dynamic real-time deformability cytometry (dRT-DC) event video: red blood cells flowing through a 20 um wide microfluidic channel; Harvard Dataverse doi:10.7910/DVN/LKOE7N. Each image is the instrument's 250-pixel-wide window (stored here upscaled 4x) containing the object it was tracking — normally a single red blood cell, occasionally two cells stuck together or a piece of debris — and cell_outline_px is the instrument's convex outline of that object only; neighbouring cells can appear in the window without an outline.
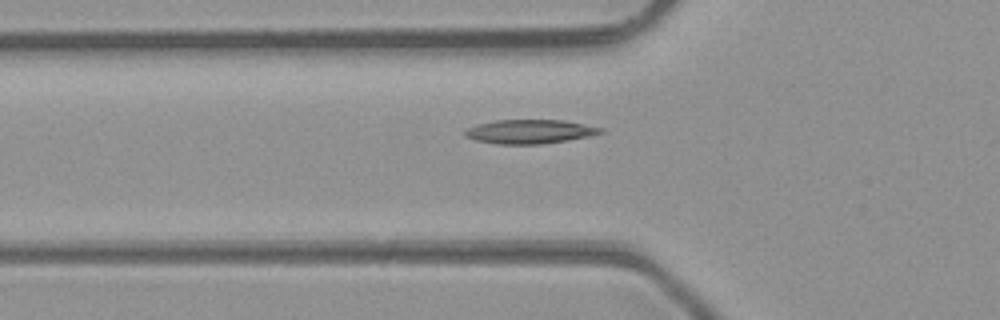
{"species": "common noctule bat (a hibernating species)", "species_latin": "Nyctalus noctula", "temperature_condition": "room temperature", "stored_images_in_passage": 31, "camera_frame_rate_fps": 3000, "um_per_image_px": 0.085, "animal": {"sex": "male", "body_mass_g": 23.1, "forearm_length_mm": 52.7}, "frame": {"image": 1, "passage_image": 5, "time_ms": 1.333, "image_size_px": [1000, 320], "cell_outline_px": [[604, 132], [588, 136], [568, 140], [540, 144], [496, 144], [476, 140], [464, 136], [464, 132], [468, 128], [476, 124], [496, 120], [564, 120], [604, 128]], "centroid_in_image_um": [45.02, 11.18], "position_along_channel_um": 80.8, "area_um2": 18.96}}
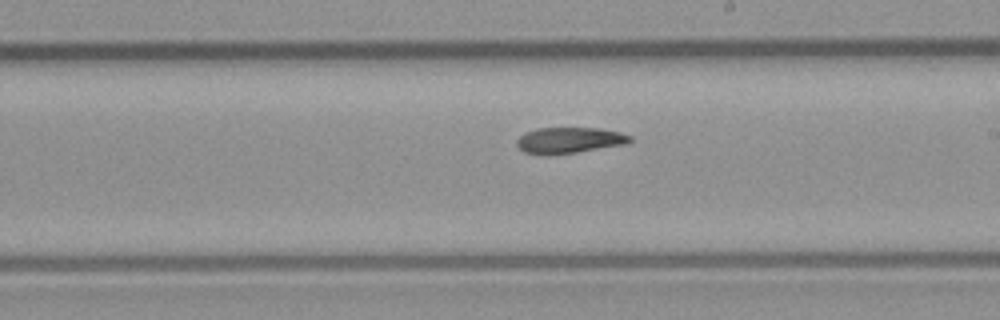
{"frame": {"image": 2, "passage_image": 16, "time_ms": 5.0, "image_size_px": [1000, 320], "cell_outline_px": [[632, 140], [624, 144], [576, 152], [524, 152], [516, 144], [516, 140], [520, 136], [536, 128], [600, 128], [620, 132], [632, 136]], "centroid_in_image_um": [48.45, 11.87], "position_along_channel_um": 240.6, "area_um2": 16.36}}
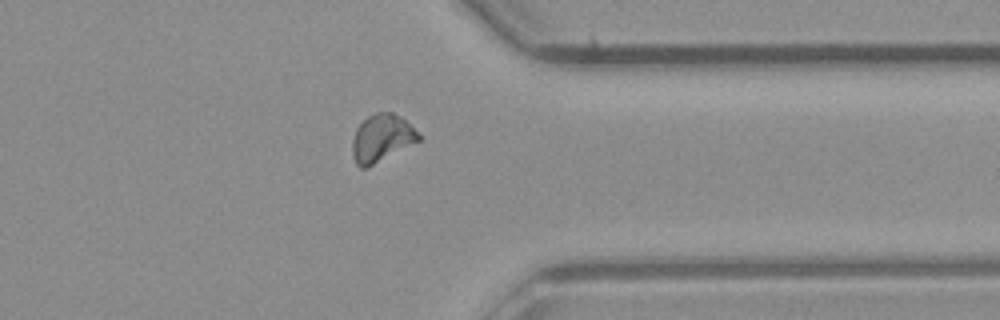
{"frame": {"image": 3, "passage_image": 26, "time_ms": 8.333, "image_size_px": [1000, 320], "cell_outline_px": [[420, 140], [368, 168], [360, 168], [356, 164], [352, 156], [352, 140], [356, 128], [368, 116], [376, 112], [392, 112], [400, 116], [420, 136]], "centroid_in_image_um": [32.39, 11.77], "position_along_channel_um": 379.0, "area_um2": 18.21}}